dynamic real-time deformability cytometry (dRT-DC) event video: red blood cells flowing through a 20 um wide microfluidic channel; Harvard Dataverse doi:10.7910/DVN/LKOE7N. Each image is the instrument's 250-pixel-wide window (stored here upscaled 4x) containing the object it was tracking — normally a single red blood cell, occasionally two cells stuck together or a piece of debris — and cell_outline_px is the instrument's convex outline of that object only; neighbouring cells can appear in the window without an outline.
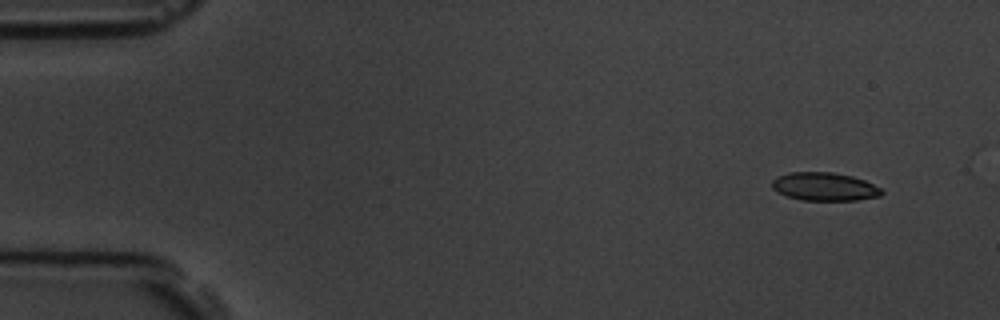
{"species": "common noctule bat (a hibernating species)", "species_latin": "Nyctalus noctula", "temperature_condition": "room temperature", "stored_images_in_passage": 6, "camera_frame_rate_fps": 3000, "um_per_image_px": 0.085, "animal": {"sex": "male", "body_mass_g": 19.5, "forearm_length_mm": 54.6}, "frame": {"image": 1, "passage_image": 1, "time_ms": 0.0, "image_size_px": [1000, 320], "cell_outline_px": [[884, 192], [880, 196], [856, 200], [804, 200], [788, 196], [776, 192], [772, 188], [772, 180], [776, 176], [788, 172], [832, 172], [852, 176], [864, 180], [880, 188]], "centroid_in_image_um": [70.05, 15.85], "position_along_channel_um": 15.0, "area_um2": 18.03}}
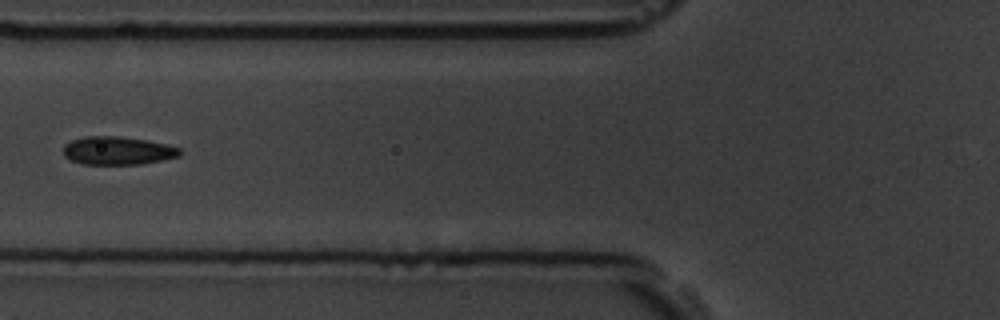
{"frame": {"image": 2, "passage_image": 5, "time_ms": 5.667, "image_size_px": [1000, 320], "cell_outline_px": [[180, 156], [140, 164], [84, 164], [72, 160], [64, 156], [64, 144], [72, 140], [84, 136], [116, 136], [144, 140], [168, 144], [180, 148]], "centroid_in_image_um": [9.99, 12.8], "position_along_channel_um": 115.8, "area_um2": 18.96}}
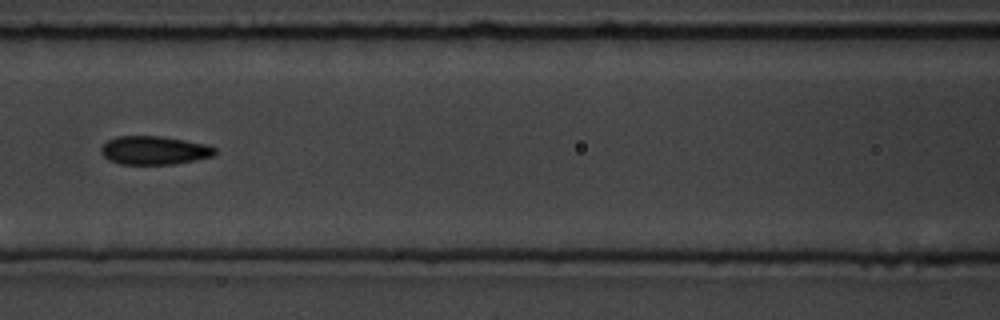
{"frame": {"image": 3, "passage_image": 6, "time_ms": 6.667, "image_size_px": [1000, 320], "cell_outline_px": [[216, 152], [212, 156], [196, 160], [176, 164], [120, 164], [108, 160], [100, 152], [100, 148], [108, 140], [116, 136], [160, 136], [208, 144], [216, 148]], "centroid_in_image_um": [13.11, 12.78], "position_along_channel_um": 153.5, "area_um2": 19.02}}